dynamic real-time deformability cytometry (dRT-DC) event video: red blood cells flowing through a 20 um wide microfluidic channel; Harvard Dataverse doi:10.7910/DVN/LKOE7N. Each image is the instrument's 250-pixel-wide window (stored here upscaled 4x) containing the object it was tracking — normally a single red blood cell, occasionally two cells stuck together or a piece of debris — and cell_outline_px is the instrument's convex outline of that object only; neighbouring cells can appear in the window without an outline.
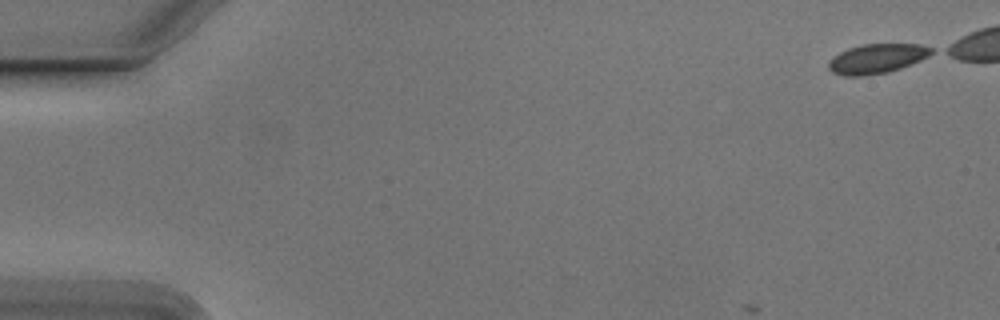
{"species": "Egyptian fruit bat (a non-hibernating species)", "species_latin": "Rousettus aegyptiacus", "temperature_condition": "cold", "stored_images_in_passage": 4, "camera_frame_rate_fps": 3000, "um_per_image_px": 0.085, "animal": {"sex": "male"}, "frame": {"image": 1, "passage_image": 1, "time_ms": 0.0, "image_size_px": [1000, 320], "cell_outline_px": [[936, 52], [920, 60], [900, 68], [888, 72], [860, 76], [844, 76], [832, 72], [828, 68], [828, 60], [832, 56], [848, 48], [864, 44], [920, 44], [932, 48]], "centroid_in_image_um": [74.51, 4.98], "position_along_channel_um": 10.5, "area_um2": 17.74}}